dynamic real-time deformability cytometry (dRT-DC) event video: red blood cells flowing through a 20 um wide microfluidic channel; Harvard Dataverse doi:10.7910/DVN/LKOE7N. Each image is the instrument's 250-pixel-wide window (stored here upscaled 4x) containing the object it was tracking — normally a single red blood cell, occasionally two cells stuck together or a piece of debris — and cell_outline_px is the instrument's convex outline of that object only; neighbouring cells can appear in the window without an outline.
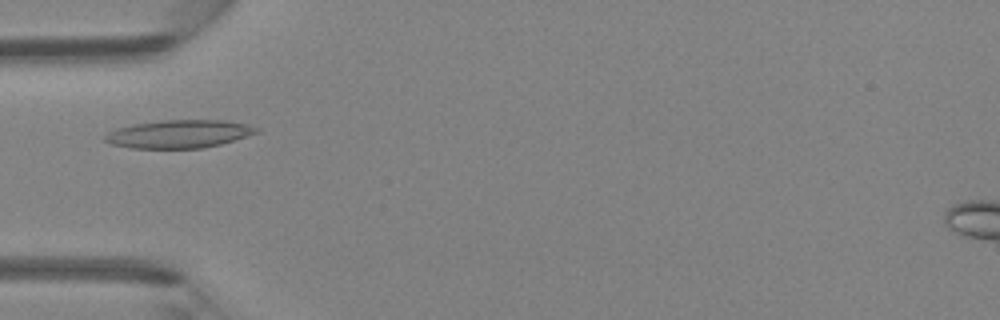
{"species": "Egyptian fruit bat (a non-hibernating species)", "species_latin": "Rousettus aegyptiacus", "temperature_condition": "room temperature", "stored_images_in_passage": 32, "camera_frame_rate_fps": 3000, "um_per_image_px": 0.085, "animal": {"sex": "female"}, "frame": {"image": 1, "passage_image": 1, "time_ms": 0.0, "image_size_px": [1000, 320], "cell_outline_px": [[260, 132], [220, 144], [204, 148], [132, 148], [112, 144], [104, 140], [104, 136], [108, 132], [116, 128], [132, 124], [160, 120], [224, 120], [244, 124], [260, 128]], "centroid_in_image_um": [15.2, 11.38], "position_along_channel_um": 69.8, "area_um2": 24.74}}
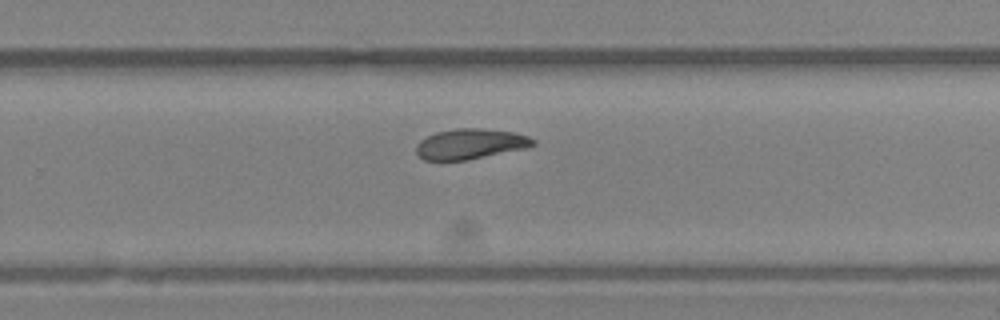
{"frame": {"image": 2, "passage_image": 16, "time_ms": 5.0, "image_size_px": [1000, 320], "cell_outline_px": [[536, 144], [528, 148], [468, 160], [424, 160], [416, 152], [416, 144], [420, 140], [436, 132], [456, 128], [480, 128], [512, 132], [528, 136], [536, 140]], "centroid_in_image_um": [40.0, 12.24], "position_along_channel_um": 289.8, "area_um2": 20.75}}
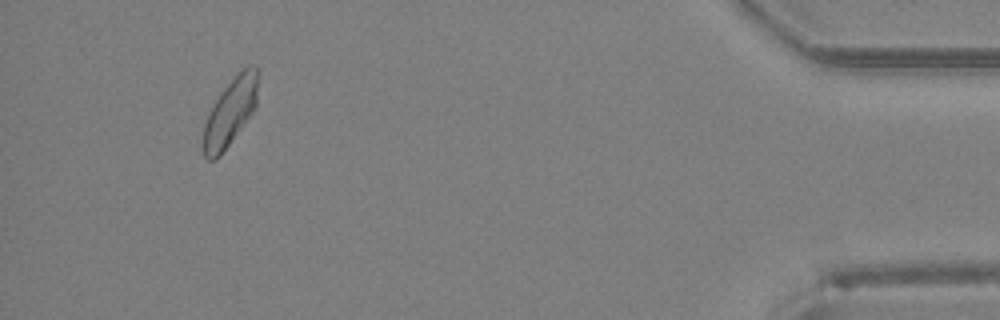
{"frame": {"image": 3, "passage_image": 29, "time_ms": 9.333, "image_size_px": [1000, 320], "cell_outline_px": [[260, 68], [256, 108], [220, 156], [216, 160], [208, 160], [204, 156], [204, 124], [208, 112], [220, 92], [248, 64], [252, 64]], "centroid_in_image_um": [19.61, 9.48], "position_along_channel_um": 415.6, "area_um2": 21.56}}